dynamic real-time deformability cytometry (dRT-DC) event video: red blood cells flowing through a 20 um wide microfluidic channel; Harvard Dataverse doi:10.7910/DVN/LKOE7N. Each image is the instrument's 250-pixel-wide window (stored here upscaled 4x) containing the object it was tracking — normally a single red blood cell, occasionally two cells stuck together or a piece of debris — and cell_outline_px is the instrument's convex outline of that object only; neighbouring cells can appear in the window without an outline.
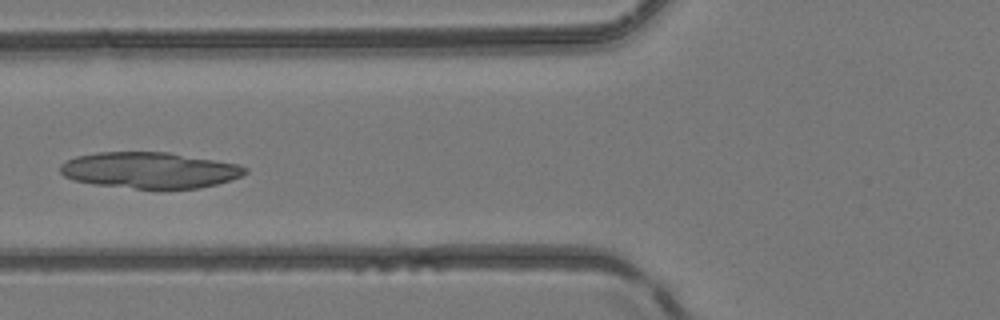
{"species": "common noctule bat (a hibernating species)", "species_latin": "Nyctalus noctula", "temperature_condition": "room temperature", "stored_images_in_passage": 4, "camera_frame_rate_fps": 3000, "um_per_image_px": 0.085, "animal": {"sex": "female", "body_mass_g": 24.6, "forearm_length_mm": 56.2}, "frame": {"image": 1, "passage_image": 4, "time_ms": 3.333, "image_size_px": [1000, 320], "cell_outline_px": [[248, 172], [240, 176], [216, 184], [200, 188], [136, 188], [96, 184], [72, 180], [64, 176], [60, 172], [60, 164], [76, 156], [100, 152], [168, 152], [240, 164], [248, 168]], "centroid_in_image_um": [12.73, 14.45], "position_along_channel_um": 113.1, "area_um2": 38.67}}